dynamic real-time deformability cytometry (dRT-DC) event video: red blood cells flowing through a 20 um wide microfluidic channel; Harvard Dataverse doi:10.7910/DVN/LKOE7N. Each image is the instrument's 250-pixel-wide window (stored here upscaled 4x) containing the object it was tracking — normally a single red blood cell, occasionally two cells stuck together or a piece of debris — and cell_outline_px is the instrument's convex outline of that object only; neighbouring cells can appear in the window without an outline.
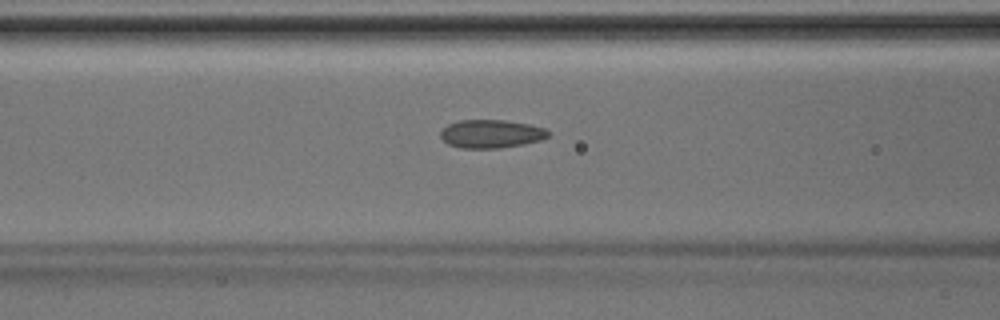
{"species": "Egyptian fruit bat (a non-hibernating species)", "species_latin": "Rousettus aegyptiacus", "temperature_condition": "room temperature", "stored_images_in_passage": 32, "camera_frame_rate_fps": 3000, "um_per_image_px": 0.085, "animal": {"sex": "male"}, "frame": {"image": 1, "passage_image": 6, "time_ms": 1.667, "image_size_px": [1000, 320], "cell_outline_px": [[548, 136], [540, 140], [524, 144], [500, 148], [460, 148], [448, 144], [440, 136], [440, 132], [448, 124], [460, 120], [504, 120], [528, 124], [544, 128], [548, 132]], "centroid_in_image_um": [41.72, 11.38], "position_along_channel_um": 124.9, "area_um2": 17.63}}
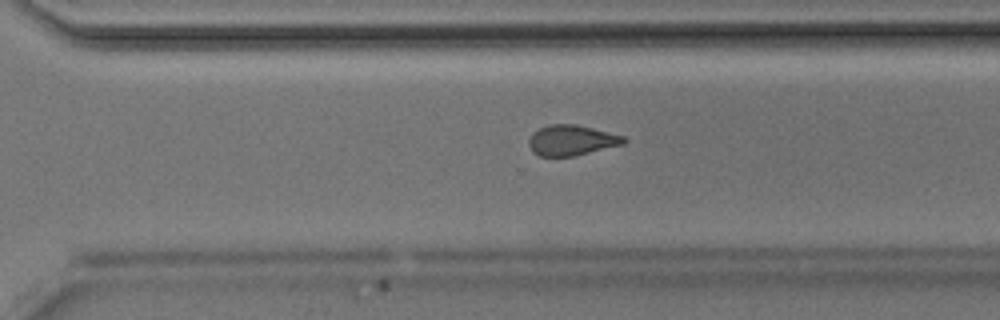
{"frame": {"image": 2, "passage_image": 19, "time_ms": 6.0, "image_size_px": [1000, 320], "cell_outline_px": [[628, 140], [624, 144], [572, 156], [540, 156], [532, 152], [528, 144], [528, 140], [532, 132], [548, 124], [576, 124], [624, 136]], "centroid_in_image_um": [48.55, 11.92], "position_along_channel_um": 322.0, "area_um2": 16.82}}
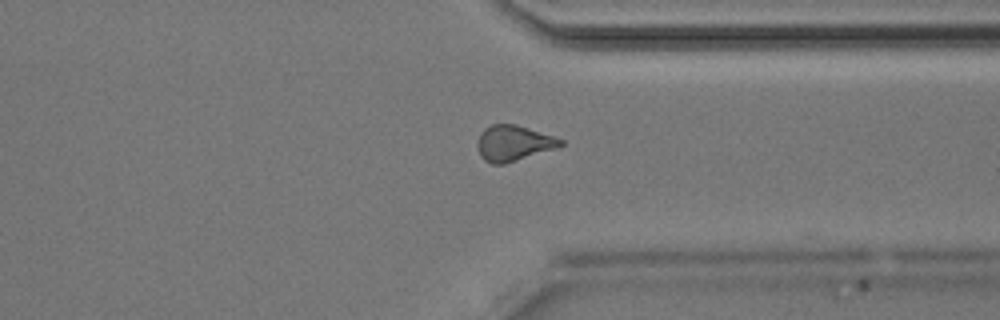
{"frame": {"image": 3, "passage_image": 22, "time_ms": 7.0, "image_size_px": [1000, 320], "cell_outline_px": [[564, 144], [556, 148], [504, 164], [492, 164], [484, 160], [480, 156], [476, 144], [480, 132], [484, 128], [492, 124], [516, 124], [564, 140]], "centroid_in_image_um": [43.61, 12.17], "position_along_channel_um": 367.8, "area_um2": 17.22}}